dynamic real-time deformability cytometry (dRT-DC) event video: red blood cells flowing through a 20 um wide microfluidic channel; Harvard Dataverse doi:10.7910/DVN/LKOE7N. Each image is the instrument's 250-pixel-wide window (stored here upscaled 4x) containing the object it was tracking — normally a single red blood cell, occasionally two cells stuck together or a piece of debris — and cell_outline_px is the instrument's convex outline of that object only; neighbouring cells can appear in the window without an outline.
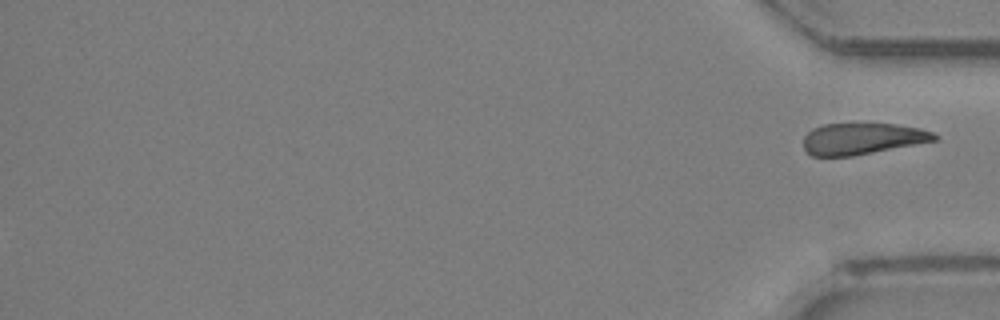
{"species": "Egyptian fruit bat (a non-hibernating species)", "species_latin": "Rousettus aegyptiacus", "temperature_condition": "room temperature", "stored_images_in_passage": 33, "segment_of_instrument_passage": [2, 2], "camera_frame_rate_fps": 3000, "um_per_image_px": 0.085, "animal": {"sex": "female"}, "frame": {"image": 1, "passage_image": 33, "time_ms": 10.667, "image_size_px": [1000, 320], "cell_outline_px": [[940, 136], [936, 140], [852, 156], [812, 156], [804, 148], [804, 136], [812, 128], [824, 124], [896, 124], [920, 128], [932, 132]], "centroid_in_image_um": [73.28, 11.78], "position_along_channel_um": 361.9, "area_um2": 23.76}}